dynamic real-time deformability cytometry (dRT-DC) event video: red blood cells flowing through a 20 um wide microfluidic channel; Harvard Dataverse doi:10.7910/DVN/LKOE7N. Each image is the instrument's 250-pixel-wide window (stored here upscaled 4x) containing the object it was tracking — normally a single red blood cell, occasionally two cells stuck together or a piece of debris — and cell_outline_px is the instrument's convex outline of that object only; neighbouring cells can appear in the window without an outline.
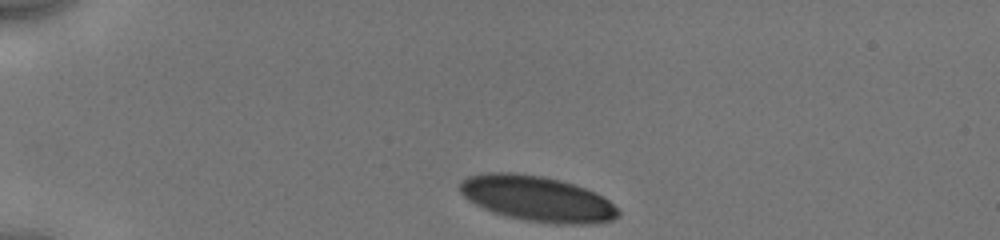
{"species": "human", "species_latin": "Homo sapiens", "temperature_condition": "cold", "stored_images_in_passage": 34, "camera_frame_rate_fps": 3000, "um_per_image_px": 0.085, "donor": {"sex": "male"}, "frame": {"image": 1, "passage_image": 1, "time_ms": 0.0, "image_size_px": [1000, 240], "cell_outline_px": [[620, 216], [612, 220], [596, 224], [552, 224], [528, 220], [508, 216], [492, 212], [468, 200], [460, 192], [460, 180], [468, 176], [484, 172], [512, 172], [540, 176], [560, 180], [596, 192], [608, 200], [620, 212]], "centroid_in_image_um": [45.66, 16.89], "position_along_channel_um": 39.3, "area_um2": 41.91}}
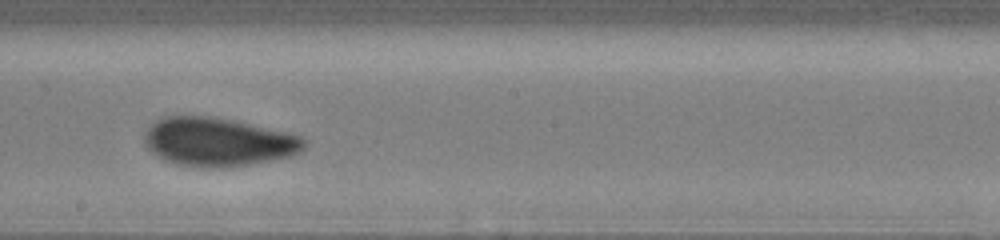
{"frame": {"image": 2, "passage_image": 20, "time_ms": 6.333, "image_size_px": [1000, 240], "cell_outline_px": [[304, 148], [300, 152], [292, 156], [272, 160], [224, 168], [200, 168], [176, 164], [164, 160], [152, 152], [148, 148], [144, 140], [144, 136], [148, 128], [152, 124], [168, 116], [208, 116], [228, 120], [300, 136], [304, 140]], "centroid_in_image_um": [18.5, 12.1], "position_along_channel_um": 229.7, "area_um2": 44.45}}
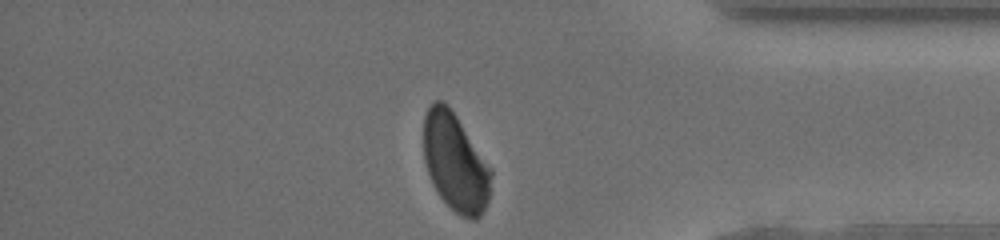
{"frame": {"image": 3, "passage_image": 34, "time_ms": 11.0, "image_size_px": [1000, 240], "cell_outline_px": [[492, 176], [488, 200], [480, 216], [476, 220], [472, 220], [460, 216], [440, 196], [432, 184], [424, 160], [424, 116], [428, 108], [436, 100], [440, 100], [448, 104], [492, 168]], "centroid_in_image_um": [38.71, 13.81], "position_along_channel_um": 396.5, "area_um2": 38.44}, "authors_computed_cell_mechanics": {"area_um2": 44.2748, "velocity_mm_per_s": 3.9202, "shape_relaxation_time_tau1_ms": 2.4854, "shape_relaxation_time_tau2_ms": 0.6031, "deformation_change_tau1": 0.1127, "deformation_change_tau2": 0.0482}}